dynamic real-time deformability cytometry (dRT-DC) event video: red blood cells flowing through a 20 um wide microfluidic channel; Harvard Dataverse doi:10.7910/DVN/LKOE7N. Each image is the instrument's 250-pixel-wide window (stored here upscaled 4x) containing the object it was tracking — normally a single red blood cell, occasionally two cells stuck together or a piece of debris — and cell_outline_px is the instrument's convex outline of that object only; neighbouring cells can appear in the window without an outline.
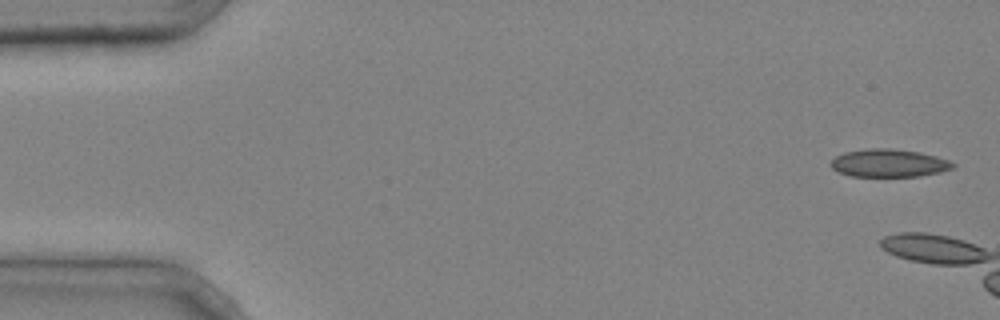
{"species": "common noctule bat (a hibernating species)", "species_latin": "Nyctalus noctula", "temperature_condition": "cold", "stored_images_in_passage": 3, "camera_frame_rate_fps": 3000, "um_per_image_px": 0.085, "animal": {"sex": "male", "body_mass_g": 20.4}, "frame": {"image": 1, "passage_image": 1, "time_ms": 0.0, "image_size_px": [1000, 320], "cell_outline_px": [[956, 164], [952, 168], [940, 172], [920, 176], [852, 176], [840, 172], [832, 168], [828, 164], [836, 156], [844, 152], [868, 148], [888, 148], [920, 152], [936, 156], [948, 160]], "centroid_in_image_um": [75.54, 13.86], "position_along_channel_um": 9.5, "area_um2": 19.77}}